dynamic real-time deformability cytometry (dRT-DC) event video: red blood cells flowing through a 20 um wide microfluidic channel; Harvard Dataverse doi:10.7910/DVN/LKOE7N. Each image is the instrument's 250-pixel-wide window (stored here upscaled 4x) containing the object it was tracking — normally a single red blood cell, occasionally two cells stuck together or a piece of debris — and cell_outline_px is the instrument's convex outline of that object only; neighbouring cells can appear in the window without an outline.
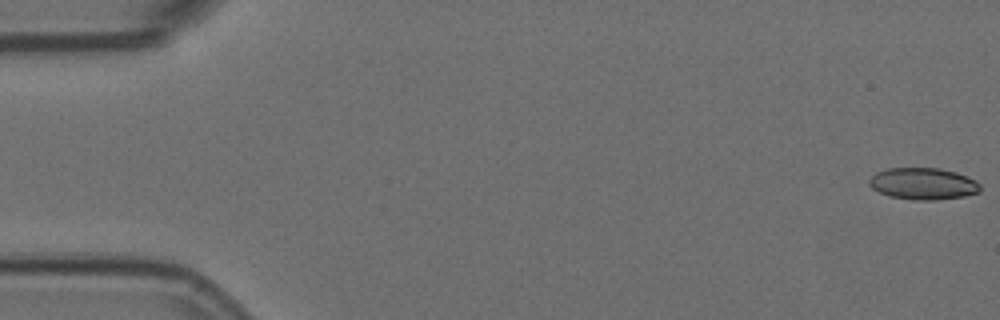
{"species": "Egyptian fruit bat (a non-hibernating species)", "species_latin": "Rousettus aegyptiacus", "temperature_condition": "room temperature", "stored_images_in_passage": 57, "camera_frame_rate_fps": 3000, "um_per_image_px": 0.085, "animal": {"sex": "female"}, "frame": {"image": 1, "passage_image": 1, "time_ms": 0.0, "image_size_px": [1000, 320], "cell_outline_px": [[980, 192], [964, 196], [936, 200], [916, 200], [888, 196], [872, 188], [868, 184], [868, 180], [876, 172], [888, 168], [940, 168], [956, 172], [976, 180], [980, 184]], "centroid_in_image_um": [78.46, 15.61], "position_along_channel_um": 6.5, "area_um2": 20.63}}
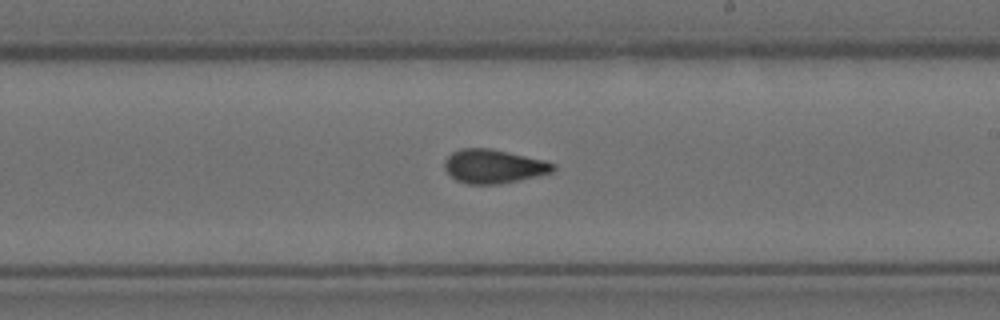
{"frame": {"image": 2, "passage_image": 33, "time_ms": 10.667, "image_size_px": [1000, 320], "cell_outline_px": [[556, 168], [552, 172], [520, 180], [496, 184], [468, 184], [456, 180], [444, 168], [444, 160], [452, 152], [460, 148], [492, 148], [544, 160], [556, 164]], "centroid_in_image_um": [41.95, 14.13], "position_along_channel_um": 247.0, "area_um2": 21.44}}
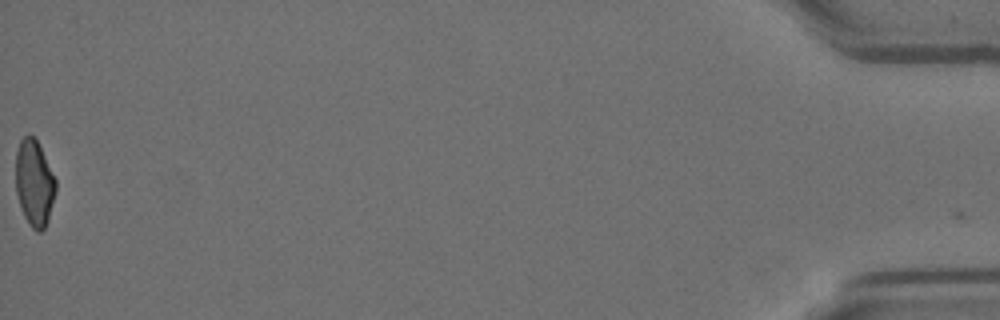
{"frame": {"image": 3, "passage_image": 57, "time_ms": 18.667, "image_size_px": [1000, 320], "cell_outline_px": [[56, 192], [48, 220], [44, 228], [40, 232], [36, 232], [32, 228], [24, 216], [16, 192], [16, 152], [20, 140], [28, 132], [36, 140], [56, 180]], "centroid_in_image_um": [2.91, 15.57], "position_along_channel_um": 432.3, "area_um2": 19.94}, "authors_computed_cell_mechanics": {"area_um2": 20.8658, "velocity_mm_per_s": 3.6029, "shape_relaxation_time_tau1_ms": null, "shape_relaxation_time_tau2_ms": 2.2036, "deformation_change_tau1": null, "deformation_change_tau2": 0.0737}}